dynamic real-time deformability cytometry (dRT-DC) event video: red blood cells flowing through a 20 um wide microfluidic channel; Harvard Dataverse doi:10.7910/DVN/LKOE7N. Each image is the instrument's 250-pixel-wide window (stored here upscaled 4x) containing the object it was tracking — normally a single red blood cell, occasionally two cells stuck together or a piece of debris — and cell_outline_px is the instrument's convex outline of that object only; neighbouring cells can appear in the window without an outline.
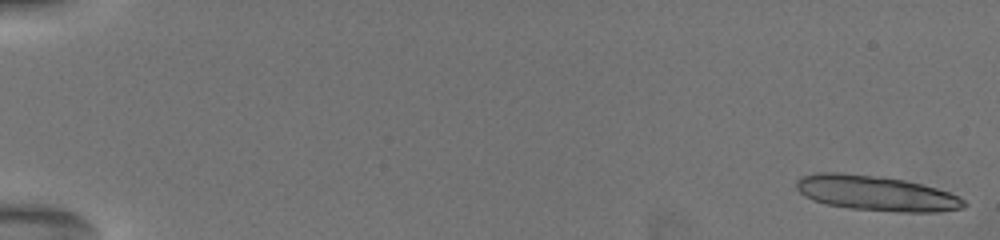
{"species": "common noctule bat (a hibernating species)", "species_latin": "Nyctalus noctula", "temperature_condition": "warm", "stored_images_in_passage": 12, "camera_frame_rate_fps": 3000, "um_per_image_px": 0.085, "animal": {"sex": "female", "body_mass_g": 19.5, "forearm_length_mm": 54.1}, "frame": {"image": 1, "passage_image": 1, "time_ms": 0.0, "image_size_px": [1000, 240], "cell_outline_px": [[968, 204], [964, 208], [936, 212], [900, 212], [848, 208], [828, 204], [812, 200], [804, 196], [796, 188], [796, 180], [800, 176], [820, 172], [836, 172], [884, 176], [904, 180], [936, 188], [948, 192], [964, 200]], "centroid_in_image_um": [74.44, 16.42], "position_along_channel_um": 10.6, "area_um2": 34.39}}